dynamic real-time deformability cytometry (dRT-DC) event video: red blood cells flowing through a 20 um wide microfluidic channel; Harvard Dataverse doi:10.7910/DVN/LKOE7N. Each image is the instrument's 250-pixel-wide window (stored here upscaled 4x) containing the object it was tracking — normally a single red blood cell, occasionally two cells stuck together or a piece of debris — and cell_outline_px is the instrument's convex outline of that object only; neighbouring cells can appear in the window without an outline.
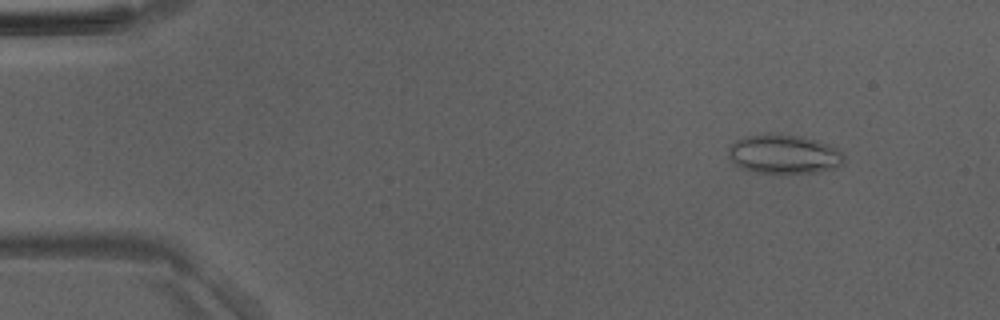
{"species": "Egyptian fruit bat (a non-hibernating species)", "species_latin": "Rousettus aegyptiacus", "temperature_condition": "room temperature", "stored_images_in_passage": 4, "camera_frame_rate_fps": 3000, "um_per_image_px": 0.085, "animal": {"sex": "male"}, "frame": {"image": 1, "passage_image": 2, "time_ms": 1.0, "image_size_px": [1000, 320], "cell_outline_px": [[844, 164], [836, 168], [816, 172], [756, 172], [740, 168], [728, 156], [728, 148], [736, 140], [748, 136], [772, 132], [800, 136], [816, 140], [828, 144], [844, 152]], "centroid_in_image_um": [66.66, 13.08], "position_along_channel_um": 18.3, "area_um2": 26.41}}